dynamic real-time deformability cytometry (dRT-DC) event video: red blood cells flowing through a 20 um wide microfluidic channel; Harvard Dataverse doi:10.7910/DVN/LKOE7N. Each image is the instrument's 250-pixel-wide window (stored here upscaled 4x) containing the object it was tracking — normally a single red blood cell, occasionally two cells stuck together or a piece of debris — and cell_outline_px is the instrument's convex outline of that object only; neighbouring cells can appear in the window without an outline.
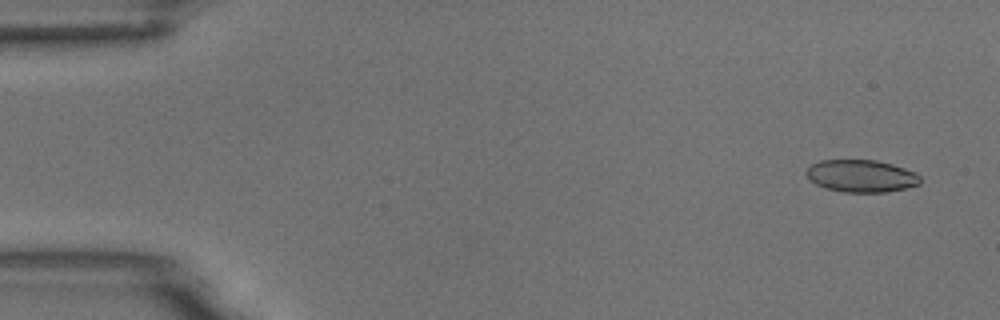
{"species": "common noctule bat (a hibernating species)", "species_latin": "Nyctalus noctula", "temperature_condition": "room temperature", "stored_images_in_passage": 9, "camera_frame_rate_fps": 3000, "um_per_image_px": 0.085, "animal": {"sex": "male", "body_mass_g": 18.8}, "frame": {"image": 1, "passage_image": 1, "time_ms": 0.0, "image_size_px": [1000, 320], "cell_outline_px": [[920, 184], [904, 188], [884, 192], [844, 192], [824, 188], [816, 184], [804, 172], [812, 164], [820, 160], [876, 160], [892, 164], [916, 172], [920, 176]], "centroid_in_image_um": [73.21, 14.95], "position_along_channel_um": 11.8, "area_um2": 21.39}}
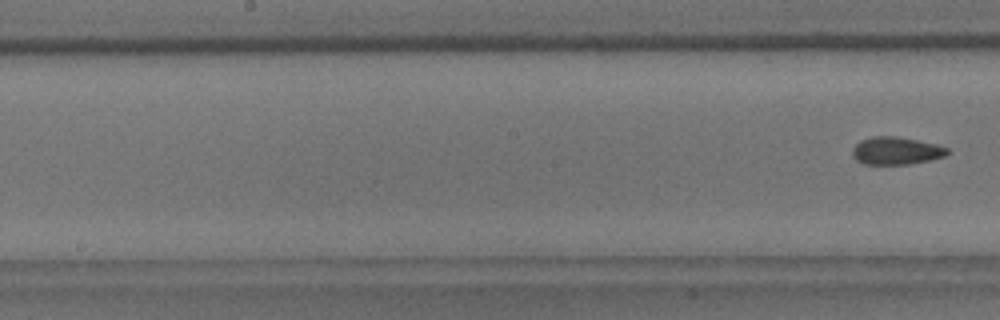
{"frame": {"image": 2, "passage_image": 9, "time_ms": 10.333, "image_size_px": [1000, 320], "cell_outline_px": [[948, 152], [944, 156], [928, 160], [908, 164], [864, 164], [856, 160], [852, 156], [852, 148], [860, 140], [872, 136], [896, 136], [936, 144], [948, 148]], "centroid_in_image_um": [76.12, 12.81], "position_along_channel_um": 172.1, "area_um2": 15.2}}